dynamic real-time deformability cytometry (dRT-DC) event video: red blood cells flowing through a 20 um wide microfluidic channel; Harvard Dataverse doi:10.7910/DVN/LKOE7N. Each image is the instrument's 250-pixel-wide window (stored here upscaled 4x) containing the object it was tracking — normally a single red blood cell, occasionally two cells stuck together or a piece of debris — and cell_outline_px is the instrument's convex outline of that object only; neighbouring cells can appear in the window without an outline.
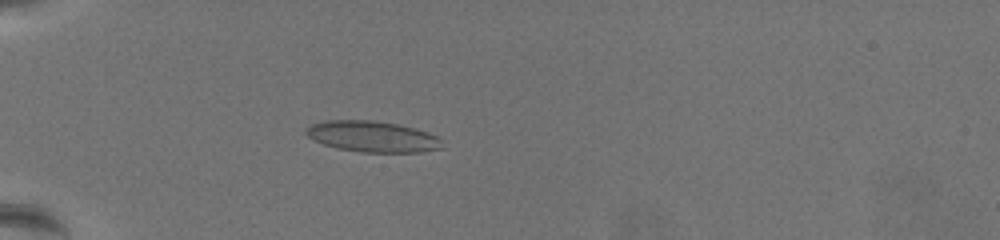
{"species": "common noctule bat (a hibernating species)", "species_latin": "Nyctalus noctula", "temperature_condition": "warm", "stored_images_in_passage": 59, "camera_frame_rate_fps": 3000, "um_per_image_px": 0.085, "animal": {"sex": "female", "body_mass_g": 19.5, "forearm_length_mm": 54.1}, "frame": {"image": 1, "passage_image": 17, "time_ms": 5.333, "image_size_px": [1000, 240], "cell_outline_px": [[444, 148], [420, 152], [360, 152], [336, 148], [312, 140], [304, 132], [304, 128], [312, 124], [324, 120], [372, 120], [396, 124], [416, 128], [428, 132], [436, 136], [440, 140]], "centroid_in_image_um": [31.63, 11.6], "position_along_channel_um": 53.4, "area_um2": 24.74}}
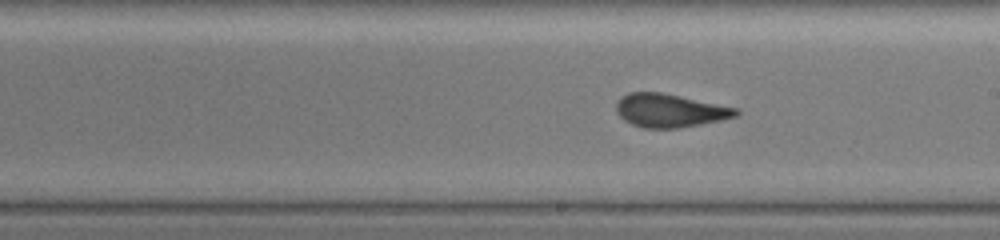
{"frame": {"image": 2, "passage_image": 35, "time_ms": 11.333, "image_size_px": [1000, 240], "cell_outline_px": [[740, 112], [736, 116], [720, 120], [700, 124], [676, 128], [644, 128], [632, 124], [624, 120], [616, 112], [616, 104], [620, 96], [628, 92], [660, 92], [740, 108]], "centroid_in_image_um": [56.92, 9.38], "position_along_channel_um": 232.1, "area_um2": 23.29}}
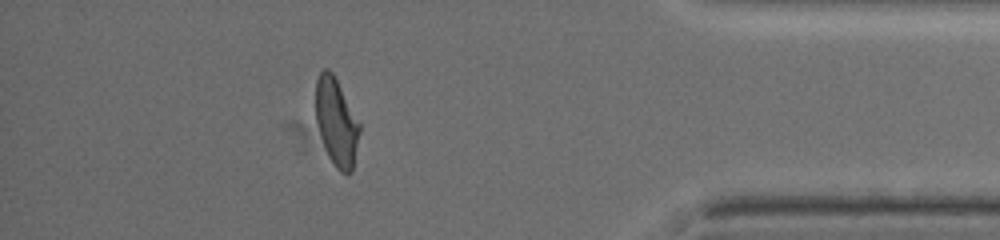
{"frame": {"image": 3, "passage_image": 53, "time_ms": 17.333, "image_size_px": [1000, 240], "cell_outline_px": [[360, 132], [352, 172], [348, 176], [340, 172], [336, 168], [328, 156], [320, 136], [316, 120], [316, 80], [320, 72], [324, 68], [328, 68], [332, 72], [360, 124]], "centroid_in_image_um": [28.59, 10.42], "position_along_channel_um": 406.6, "area_um2": 22.25}, "authors_computed_cell_mechanics": {"area_um2": 23.5824, "velocity_mm_per_s": 3.4219, "shape_relaxation_time_tau1_ms": 8.0966, "shape_relaxation_time_tau2_ms": 0.8898, "deformation_change_tau1": 0.2285, "deformation_change_tau2": 0.0787}}